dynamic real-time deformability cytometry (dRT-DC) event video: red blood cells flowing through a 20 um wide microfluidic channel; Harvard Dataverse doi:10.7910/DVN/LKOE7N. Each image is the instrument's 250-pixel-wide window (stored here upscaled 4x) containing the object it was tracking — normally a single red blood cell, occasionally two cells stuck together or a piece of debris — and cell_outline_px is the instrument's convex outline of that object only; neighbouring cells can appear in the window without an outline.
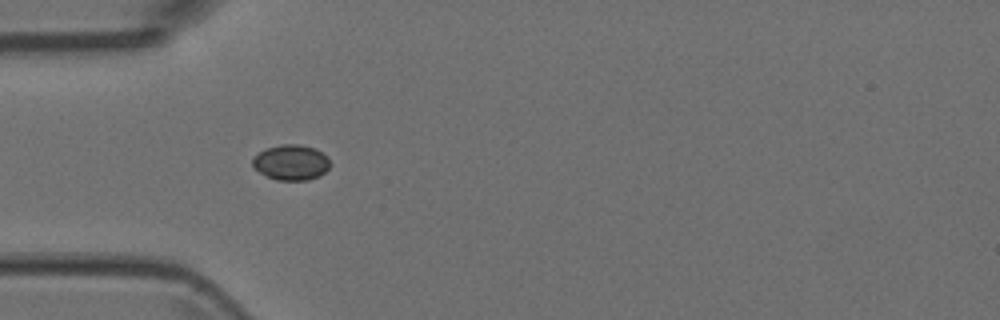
{"species": "Egyptian fruit bat (a non-hibernating species)", "species_latin": "Rousettus aegyptiacus", "temperature_condition": "room temperature", "stored_images_in_passage": 5, "camera_frame_rate_fps": 3000, "um_per_image_px": 0.085, "animal": {"sex": "female"}, "frame": {"image": 1, "passage_image": 4, "time_ms": 1.0, "image_size_px": [1000, 320], "cell_outline_px": [[328, 168], [320, 176], [308, 180], [276, 180], [252, 168], [252, 160], [264, 148], [280, 144], [300, 144], [316, 148], [328, 156]], "centroid_in_image_um": [24.74, 13.79], "position_along_channel_um": 60.3, "area_um2": 16.07}}